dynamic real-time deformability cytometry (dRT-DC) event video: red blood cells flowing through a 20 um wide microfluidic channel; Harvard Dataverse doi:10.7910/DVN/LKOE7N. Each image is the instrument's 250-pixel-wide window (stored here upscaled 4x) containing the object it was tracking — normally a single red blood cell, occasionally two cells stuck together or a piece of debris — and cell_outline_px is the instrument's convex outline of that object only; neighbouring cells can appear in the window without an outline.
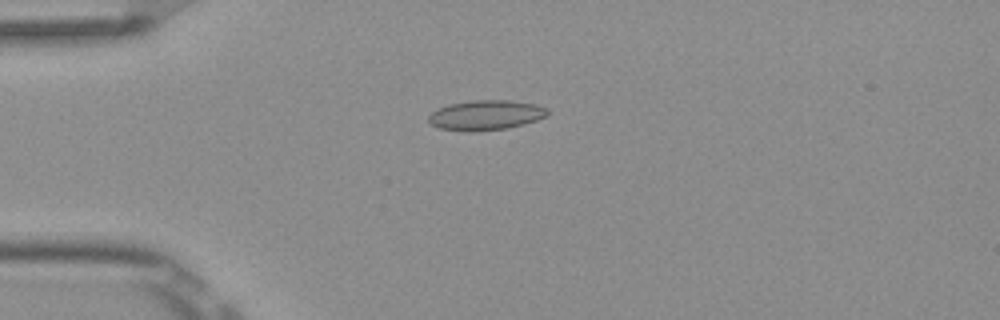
{"species": "Egyptian fruit bat (a non-hibernating species)", "species_latin": "Rousettus aegyptiacus", "temperature_condition": "room temperature", "stored_images_in_passage": 6, "camera_frame_rate_fps": 3000, "um_per_image_px": 0.085, "frame": {"image": 1, "passage_image": 5, "time_ms": 1.333, "image_size_px": [1000, 320], "cell_outline_px": [[548, 116], [524, 124], [504, 128], [476, 132], [468, 132], [440, 128], [432, 124], [428, 120], [428, 116], [432, 112], [448, 104], [472, 100], [508, 100], [536, 104], [548, 108]], "centroid_in_image_um": [41.31, 9.78], "position_along_channel_um": 43.7, "area_um2": 20.75}}